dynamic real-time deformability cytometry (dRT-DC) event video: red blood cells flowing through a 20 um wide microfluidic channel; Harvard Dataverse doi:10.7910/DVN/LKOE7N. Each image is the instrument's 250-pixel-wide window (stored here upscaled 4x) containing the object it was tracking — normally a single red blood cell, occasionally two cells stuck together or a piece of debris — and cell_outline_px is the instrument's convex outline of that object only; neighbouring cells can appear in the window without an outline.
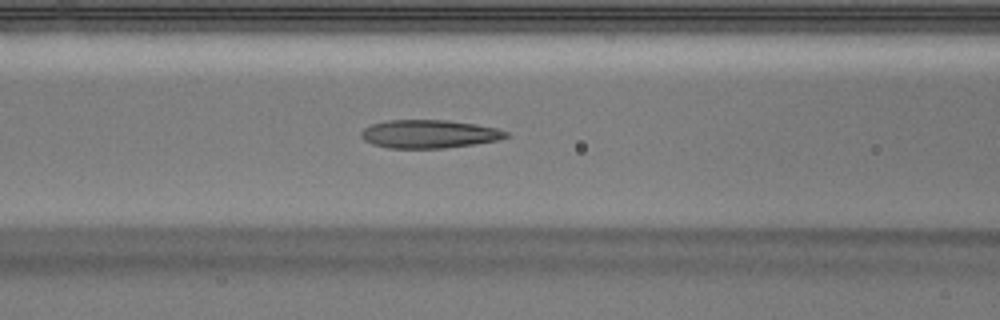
{"species": "Egyptian fruit bat (a non-hibernating species)", "species_latin": "Rousettus aegyptiacus", "temperature_condition": "warm", "stored_images_in_passage": 39, "camera_frame_rate_fps": 3000, "um_per_image_px": 0.085, "animal": {"sex": "male"}, "frame": {"image": 1, "passage_image": 15, "time_ms": 4.667, "image_size_px": [1000, 320], "cell_outline_px": [[512, 136], [500, 140], [444, 148], [388, 148], [372, 144], [364, 140], [360, 136], [360, 132], [364, 128], [372, 124], [388, 120], [448, 120], [476, 124], [496, 128], [508, 132]], "centroid_in_image_um": [36.49, 11.39], "position_along_channel_um": 130.1, "area_um2": 23.99}}
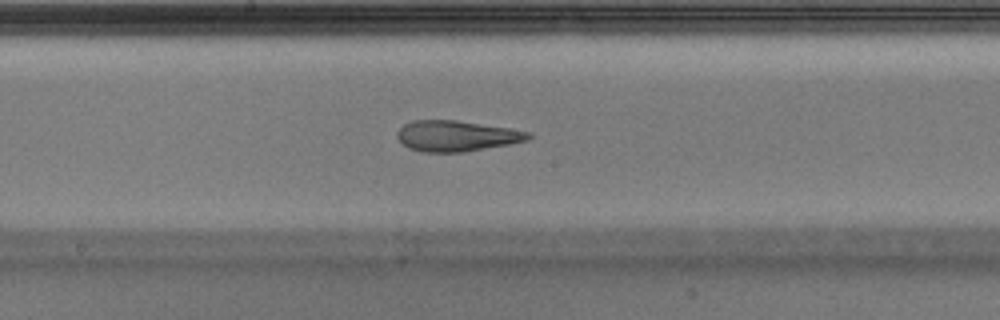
{"frame": {"image": 2, "passage_image": 21, "time_ms": 6.667, "image_size_px": [1000, 320], "cell_outline_px": [[532, 136], [528, 140], [508, 144], [464, 152], [424, 152], [408, 148], [396, 136], [396, 132], [404, 124], [412, 120], [456, 120], [508, 128], [532, 132]], "centroid_in_image_um": [38.79, 11.55], "position_along_channel_um": 209.4, "area_um2": 23.41}}
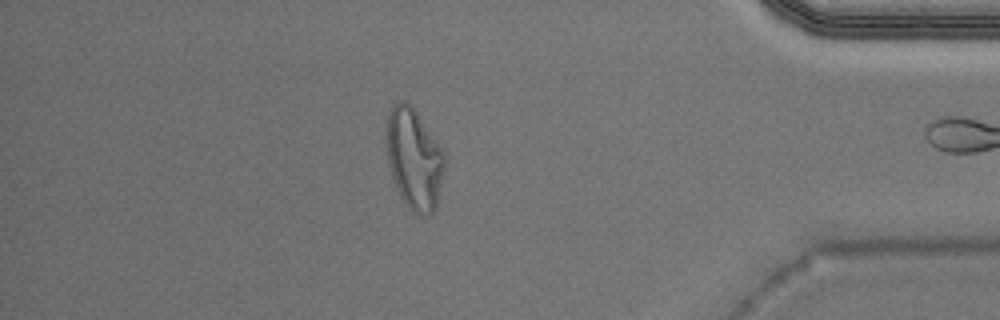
{"frame": {"image": 3, "passage_image": 38, "time_ms": 12.333, "image_size_px": [1000, 320], "cell_outline_px": [[444, 168], [436, 208], [428, 216], [416, 216], [408, 208], [400, 196], [392, 176], [388, 164], [388, 112], [396, 100], [404, 100], [416, 112], [444, 152]], "centroid_in_image_um": [35.2, 13.56], "position_along_channel_um": 400.0, "area_um2": 33.64}}